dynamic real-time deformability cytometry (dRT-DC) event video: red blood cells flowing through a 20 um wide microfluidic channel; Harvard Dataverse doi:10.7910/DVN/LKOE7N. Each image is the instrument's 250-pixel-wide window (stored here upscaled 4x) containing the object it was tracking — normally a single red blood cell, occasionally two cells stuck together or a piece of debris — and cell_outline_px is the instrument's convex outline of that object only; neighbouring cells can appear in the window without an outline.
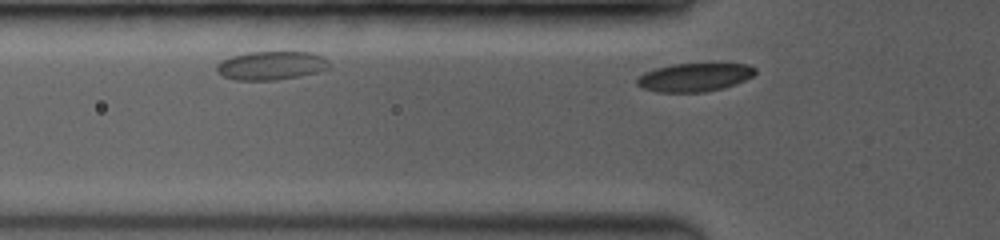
{"species": "common noctule bat (a hibernating species)", "species_latin": "Nyctalus noctula", "temperature_condition": "room temperature", "stored_images_in_passage": 6, "segment_of_instrument_passage": [2, 2], "camera_frame_rate_fps": 3500, "um_per_image_px": 0.085, "animal": {"sex": "female", "body_mass_g": 19.0, "forearm_length_mm": 53.3}, "frame": {"image": 1, "passage_image": 6, "time_ms": 1.143, "image_size_px": [1000, 240], "cell_outline_px": [[756, 72], [752, 76], [736, 84], [724, 88], [704, 92], [656, 92], [644, 88], [636, 84], [636, 80], [644, 72], [656, 68], [672, 64], [712, 60], [748, 64], [756, 68]], "centroid_in_image_um": [59.1, 6.51], "position_along_channel_um": 66.7, "area_um2": 20.58}}